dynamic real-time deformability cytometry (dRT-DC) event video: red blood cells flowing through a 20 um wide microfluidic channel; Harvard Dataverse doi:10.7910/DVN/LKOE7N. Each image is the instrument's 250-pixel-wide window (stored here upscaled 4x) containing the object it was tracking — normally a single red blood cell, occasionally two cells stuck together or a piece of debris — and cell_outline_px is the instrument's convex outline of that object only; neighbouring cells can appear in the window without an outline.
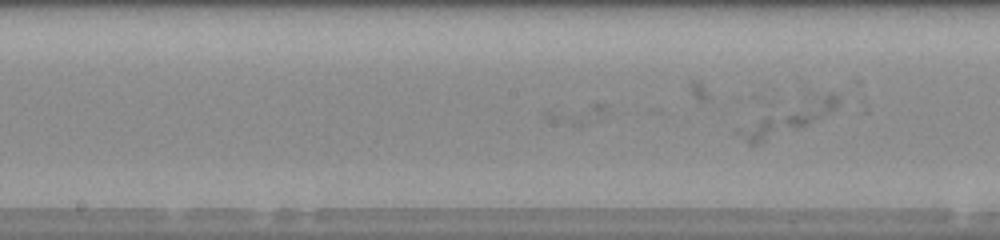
{"species": "human", "species_latin": "Homo sapiens", "temperature_condition": "room temperature", "stored_images_in_passage": 17, "camera_frame_rate_fps": 3000, "um_per_image_px": 0.085, "donor": {"sex": "male"}, "frame": {"image": 1, "passage_image": 17, "time_ms": 5.333, "image_size_px": [1000, 240], "cell_outline_px": [[836, 108], [808, 124], [756, 144], [748, 144], [736, 132], [736, 128], [804, 88], [832, 92], [836, 96]], "centroid_in_image_um": [66.98, 9.82], "position_along_channel_um": 181.2, "area_um2": 20.11}}